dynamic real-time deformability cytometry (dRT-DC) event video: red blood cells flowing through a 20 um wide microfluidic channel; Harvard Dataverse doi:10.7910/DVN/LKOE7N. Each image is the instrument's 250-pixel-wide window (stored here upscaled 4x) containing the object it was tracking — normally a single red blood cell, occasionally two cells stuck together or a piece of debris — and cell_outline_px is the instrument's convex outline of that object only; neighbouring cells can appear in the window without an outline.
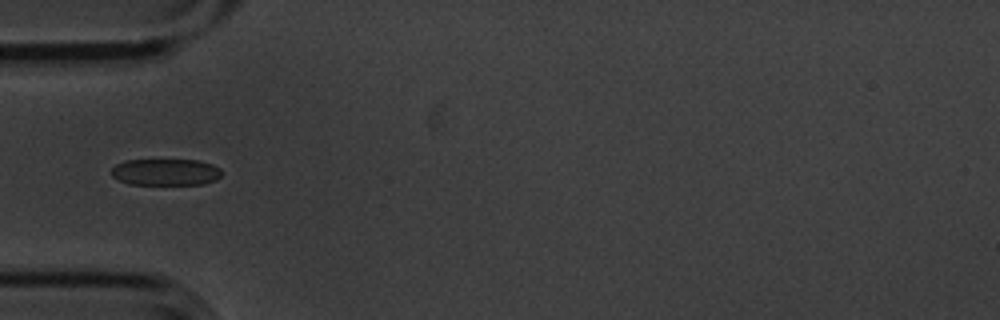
{"species": "common noctule bat (a hibernating species)", "species_latin": "Nyctalus noctula", "temperature_condition": "cold", "stored_images_in_passage": 6, "camera_frame_rate_fps": 3000, "um_per_image_px": 0.085, "animal": {"sex": "male", "body_mass_g": 20.1, "forearm_length_mm": 53.5}, "frame": {"image": 1, "passage_image": 4, "time_ms": 1.0, "image_size_px": [1000, 320], "cell_outline_px": [[220, 176], [216, 180], [204, 184], [128, 184], [112, 176], [112, 168], [116, 164], [124, 160], [196, 160], [212, 164], [220, 168]], "centroid_in_image_um": [14.08, 14.62], "position_along_channel_um": 70.9, "area_um2": 17.05}}
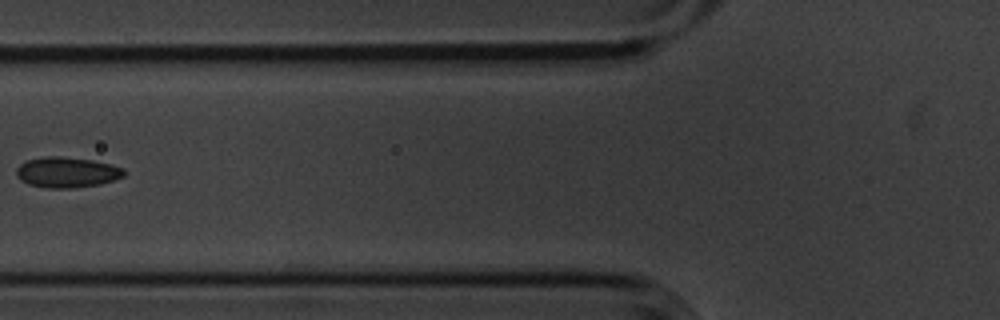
{"frame": {"image": 2, "passage_image": 5, "time_ms": 1.333, "image_size_px": [1000, 320], "cell_outline_px": [[124, 176], [100, 184], [72, 188], [48, 188], [28, 184], [20, 180], [16, 176], [16, 168], [20, 164], [28, 160], [44, 156], [60, 156], [92, 160], [112, 164], [124, 168]], "centroid_in_image_um": [5.67, 14.64], "position_along_channel_um": 120.1, "area_um2": 19.19}}
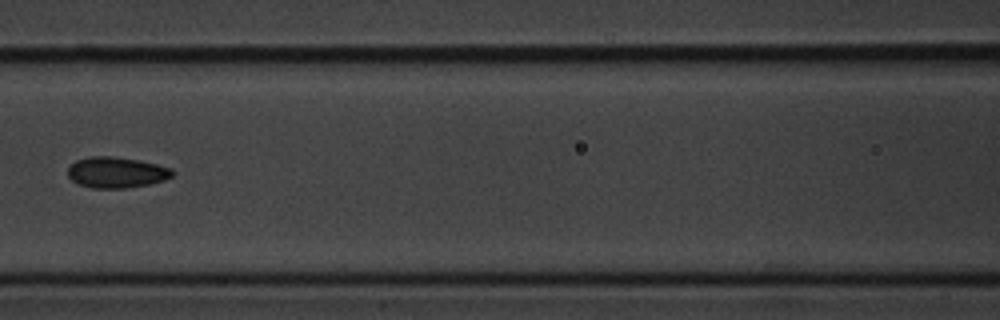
{"frame": {"image": 3, "passage_image": 6, "time_ms": 1.667, "image_size_px": [1000, 320], "cell_outline_px": [[176, 172], [172, 176], [164, 180], [148, 184], [124, 188], [92, 188], [76, 184], [68, 176], [68, 168], [76, 160], [92, 156], [112, 156], [140, 160], [172, 168]], "centroid_in_image_um": [9.9, 14.65], "position_along_channel_um": 156.7, "area_um2": 18.9}}